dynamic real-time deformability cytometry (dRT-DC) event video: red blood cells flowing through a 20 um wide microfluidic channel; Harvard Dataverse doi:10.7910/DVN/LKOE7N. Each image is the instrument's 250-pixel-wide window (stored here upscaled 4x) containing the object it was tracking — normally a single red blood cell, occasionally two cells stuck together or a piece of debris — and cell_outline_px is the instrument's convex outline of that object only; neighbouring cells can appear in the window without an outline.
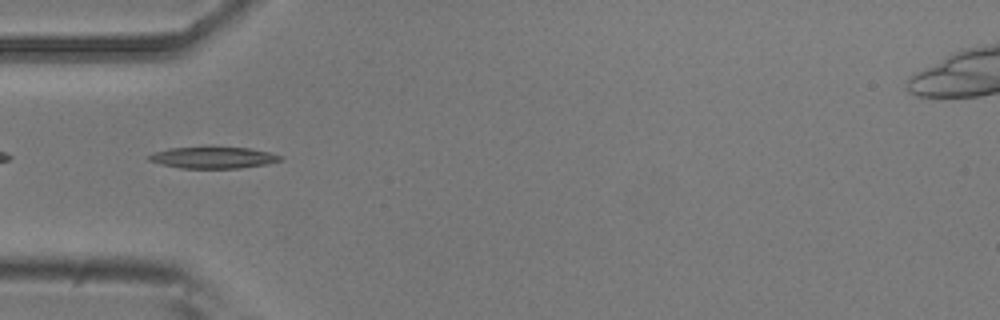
{"species": "common noctule bat (a hibernating species)", "species_latin": "Nyctalus noctula", "temperature_condition": "room temperature", "stored_images_in_passage": 35, "camera_frame_rate_fps": 3000, "um_per_image_px": 0.085, "animal": {"sex": "male", "body_mass_g": 20.5, "forearm_length_mm": 52.5}, "frame": {"image": 1, "passage_image": 3, "time_ms": 0.667, "image_size_px": [1000, 320], "cell_outline_px": [[284, 160], [268, 164], [240, 168], [180, 168], [160, 164], [148, 160], [148, 156], [156, 152], [168, 148], [248, 148], [272, 152], [284, 156]], "centroid_in_image_um": [18.21, 13.41], "position_along_channel_um": 66.8, "area_um2": 16.36}}
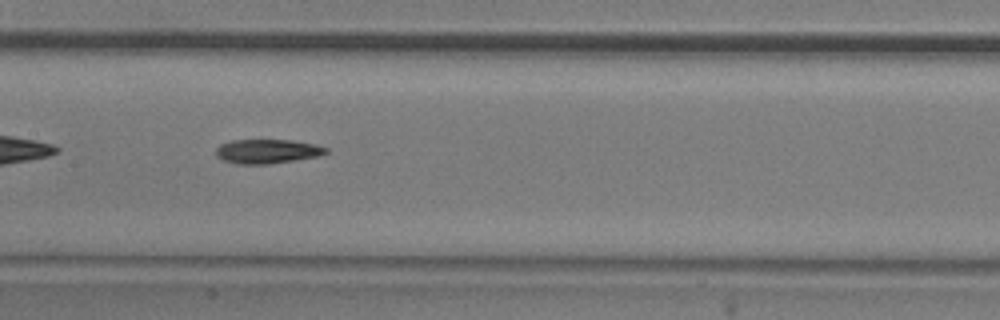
{"frame": {"image": 2, "passage_image": 12, "time_ms": 3.667, "image_size_px": [1000, 320], "cell_outline_px": [[328, 152], [320, 156], [268, 164], [236, 164], [224, 160], [216, 156], [216, 148], [220, 144], [232, 140], [292, 140], [316, 144], [328, 148]], "centroid_in_image_um": [22.73, 12.86], "position_along_channel_um": 184.7, "area_um2": 15.61}}
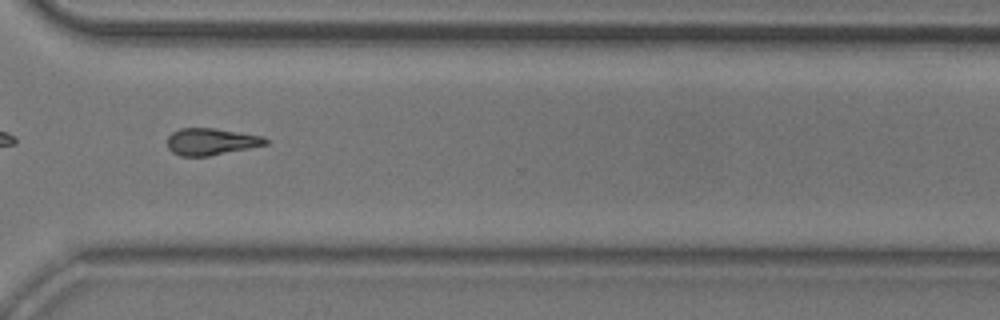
{"frame": {"image": 3, "passage_image": 25, "time_ms": 8.0, "image_size_px": [1000, 320], "cell_outline_px": [[268, 144], [208, 156], [180, 156], [172, 152], [168, 148], [168, 136], [172, 132], [180, 128], [216, 128], [264, 136], [268, 140]], "centroid_in_image_um": [17.94, 12.03], "position_along_channel_um": 352.7, "area_um2": 15.37}}